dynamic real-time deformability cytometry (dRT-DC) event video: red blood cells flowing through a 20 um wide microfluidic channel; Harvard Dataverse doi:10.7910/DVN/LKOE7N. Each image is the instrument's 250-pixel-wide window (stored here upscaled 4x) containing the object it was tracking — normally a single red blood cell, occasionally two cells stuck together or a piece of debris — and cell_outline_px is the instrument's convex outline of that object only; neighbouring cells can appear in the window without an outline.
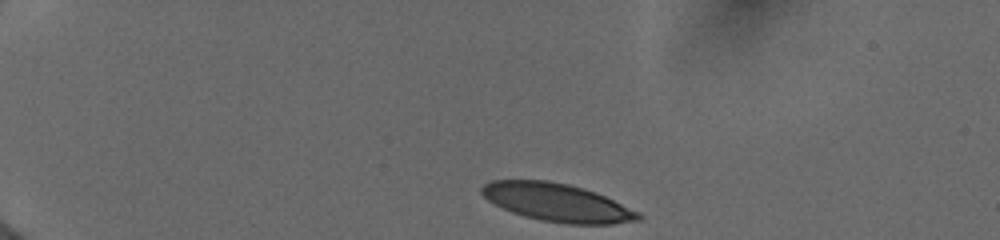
{"species": "human", "species_latin": "Homo sapiens", "temperature_condition": "cold", "stored_images_in_passage": 13, "camera_frame_rate_fps": 3000, "um_per_image_px": 0.085, "donor": {"sex": "female"}, "frame": {"image": 1, "passage_image": 1, "time_ms": 0.0, "image_size_px": [1000, 240], "cell_outline_px": [[644, 216], [640, 220], [612, 224], [568, 224], [540, 220], [524, 216], [512, 212], [488, 200], [480, 192], [480, 188], [484, 184], [492, 180], [548, 180], [568, 184], [584, 188], [596, 192], [640, 212]], "centroid_in_image_um": [47.38, 17.21], "position_along_channel_um": 37.6, "area_um2": 34.74}}